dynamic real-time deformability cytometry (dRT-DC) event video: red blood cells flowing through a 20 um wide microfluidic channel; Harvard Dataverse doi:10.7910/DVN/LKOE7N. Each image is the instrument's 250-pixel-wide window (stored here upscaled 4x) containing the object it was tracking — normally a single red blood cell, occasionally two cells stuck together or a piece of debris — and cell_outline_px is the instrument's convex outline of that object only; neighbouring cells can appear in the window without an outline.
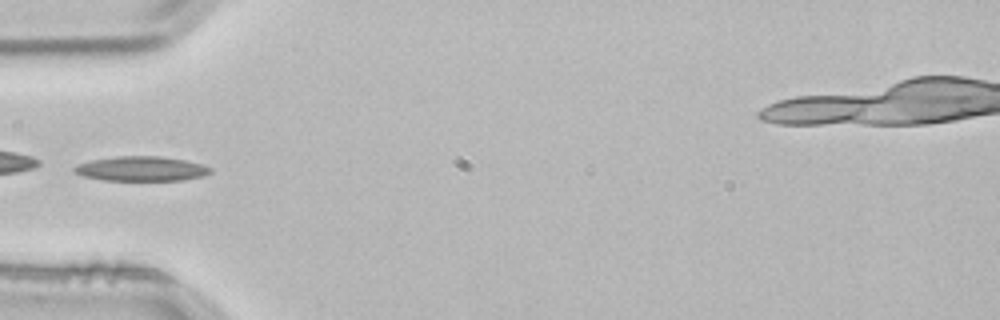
{"species": "common noctule bat (a hibernating species)", "species_latin": "Nyctalus noctula", "temperature_condition": "room temperature", "stored_images_in_passage": 3, "camera_frame_rate_fps": 3000, "um_per_image_px": 0.085, "animal": {"sex": "male", "body_mass_g": 21.5, "forearm_length_mm": 52.0}, "frame": {"image": 1, "passage_image": 3, "time_ms": 0.667, "image_size_px": [1000, 320], "cell_outline_px": [[212, 172], [204, 176], [180, 180], [104, 180], [84, 176], [76, 172], [72, 168], [76, 164], [92, 160], [116, 156], [164, 156], [184, 160], [200, 164], [212, 168]], "centroid_in_image_um": [12.02, 14.33], "position_along_channel_um": 73.0, "area_um2": 19.48}}